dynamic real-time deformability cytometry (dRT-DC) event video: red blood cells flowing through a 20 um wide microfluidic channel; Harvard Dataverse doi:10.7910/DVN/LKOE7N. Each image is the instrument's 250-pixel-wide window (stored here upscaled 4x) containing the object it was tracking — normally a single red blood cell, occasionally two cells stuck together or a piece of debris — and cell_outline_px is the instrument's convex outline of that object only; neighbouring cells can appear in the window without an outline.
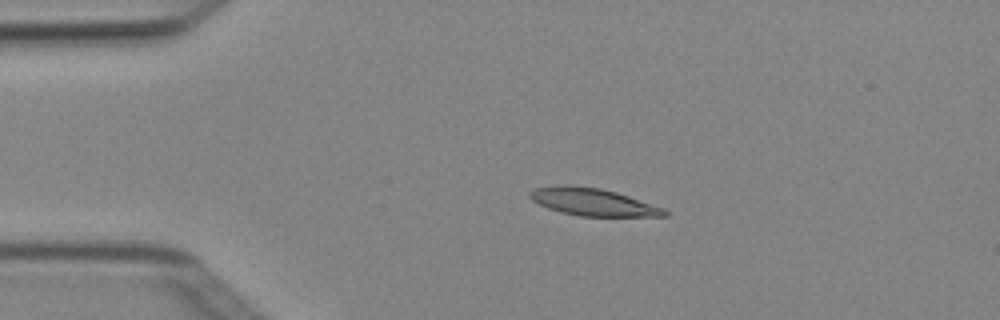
{"species": "Egyptian fruit bat (a non-hibernating species)", "species_latin": "Rousettus aegyptiacus", "temperature_condition": "cold", "stored_images_in_passage": 2, "camera_frame_rate_fps": 3000, "um_per_image_px": 0.085, "animal": {"sex": "female"}, "frame": {"image": 1, "passage_image": 1, "time_ms": 0.0, "image_size_px": [1000, 320], "cell_outline_px": [[668, 216], [580, 216], [560, 212], [548, 208], [532, 200], [528, 196], [528, 192], [532, 188], [560, 184], [572, 184], [600, 188], [616, 192], [664, 208], [668, 212]], "centroid_in_image_um": [50.33, 17.15], "position_along_channel_um": 34.7, "area_um2": 21.68}}
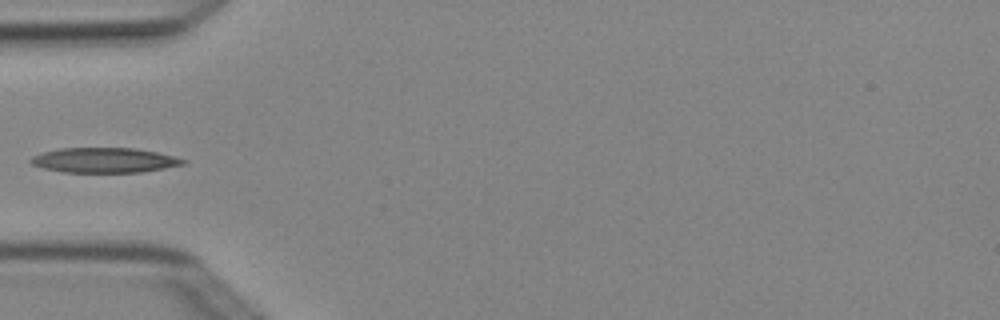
{"frame": {"image": 2, "passage_image": 2, "time_ms": 0.333, "image_size_px": [1000, 320], "cell_outline_px": [[188, 160], [184, 164], [164, 168], [140, 172], [64, 172], [44, 168], [32, 164], [28, 160], [32, 156], [44, 152], [60, 148], [132, 148], [156, 152]], "centroid_in_image_um": [8.85, 13.61], "position_along_channel_um": 76.2, "area_um2": 21.91}}